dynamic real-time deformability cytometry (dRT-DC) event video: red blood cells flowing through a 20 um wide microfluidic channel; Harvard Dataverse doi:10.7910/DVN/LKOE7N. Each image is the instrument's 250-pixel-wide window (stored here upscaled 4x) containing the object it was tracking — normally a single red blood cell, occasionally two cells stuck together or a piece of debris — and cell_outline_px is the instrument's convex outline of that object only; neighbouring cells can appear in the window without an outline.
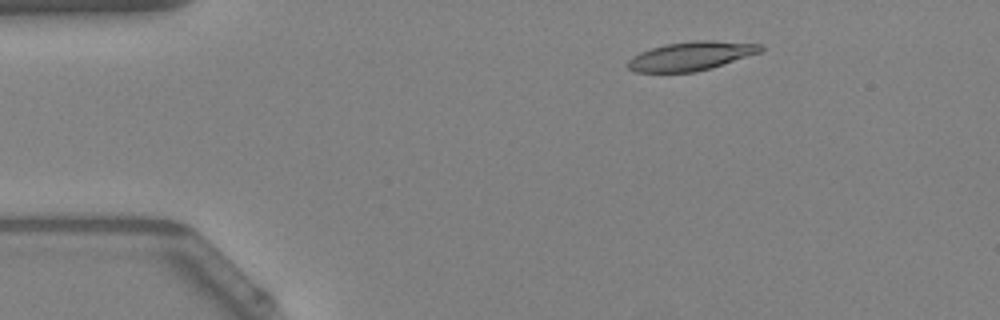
{"species": "Egyptian fruit bat (a non-hibernating species)", "species_latin": "Rousettus aegyptiacus", "temperature_condition": "warm", "stored_images_in_passage": 44, "camera_frame_rate_fps": 3000, "um_per_image_px": 0.085, "animal": {"sex": "female"}, "frame": {"image": 1, "passage_image": 1, "time_ms": 0.0, "image_size_px": [1000, 320], "cell_outline_px": [[764, 48], [760, 52], [712, 68], [696, 72], [636, 72], [628, 68], [628, 60], [632, 56], [640, 52], [664, 44], [696, 40], [712, 40], [764, 44]], "centroid_in_image_um": [58.75, 4.76], "position_along_channel_um": 26.2, "area_um2": 22.37}}
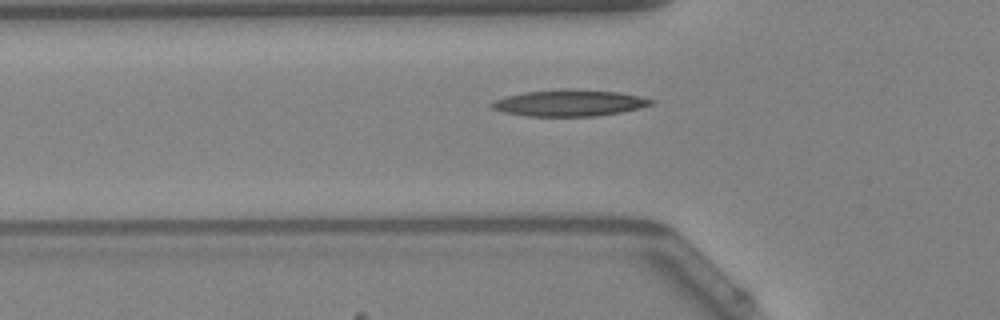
{"frame": {"image": 2, "passage_image": 10, "time_ms": 3.0, "image_size_px": [1000, 320], "cell_outline_px": [[656, 100], [652, 104], [640, 108], [620, 112], [596, 116], [528, 116], [504, 112], [492, 108], [488, 104], [496, 100], [508, 96], [524, 92], [564, 88], [620, 92], [640, 96]], "centroid_in_image_um": [48.42, 8.74], "position_along_channel_um": 77.4, "area_um2": 24.57}}
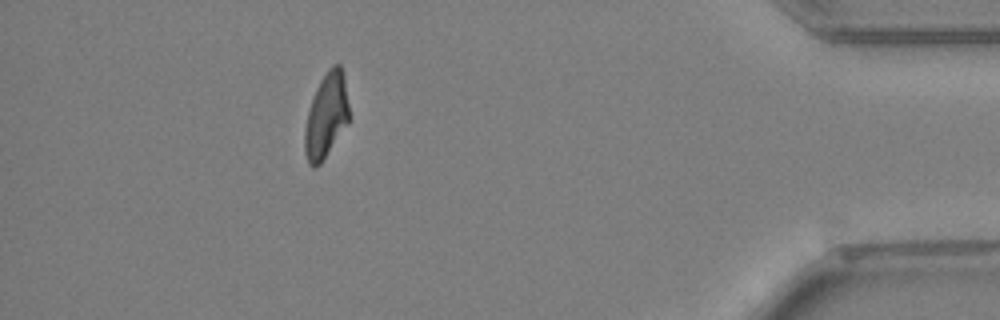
{"frame": {"image": 3, "passage_image": 39, "time_ms": 12.667, "image_size_px": [1000, 320], "cell_outline_px": [[348, 124], [320, 164], [316, 168], [312, 168], [308, 164], [304, 152], [304, 128], [308, 112], [316, 88], [320, 80], [328, 68], [332, 64], [340, 64], [344, 76], [348, 104]], "centroid_in_image_um": [27.71, 9.85], "position_along_channel_um": 407.5, "area_um2": 21.96}, "authors_computed_cell_mechanics": {"area_um2": 22.6287, "velocity_mm_per_s": 3.9495, "shape_relaxation_time_tau1_ms": null, "shape_relaxation_time_tau2_ms": 5.669, "deformation_change_tau1": null, "deformation_change_tau2": 0.1617}}